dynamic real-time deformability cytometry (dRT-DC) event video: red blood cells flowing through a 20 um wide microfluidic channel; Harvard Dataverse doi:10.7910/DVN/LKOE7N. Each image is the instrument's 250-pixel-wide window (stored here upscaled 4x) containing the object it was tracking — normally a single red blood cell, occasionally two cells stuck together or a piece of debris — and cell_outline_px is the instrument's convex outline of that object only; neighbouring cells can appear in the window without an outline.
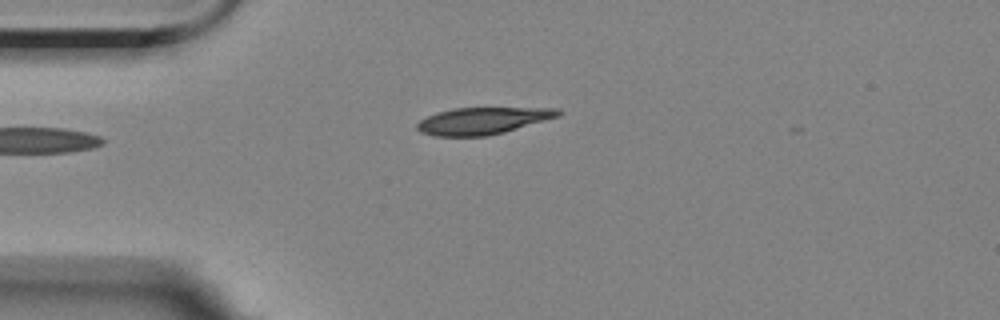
{"species": "Egyptian fruit bat (a non-hibernating species)", "species_latin": "Rousettus aegyptiacus", "temperature_condition": "room temperature", "stored_images_in_passage": 6, "camera_frame_rate_fps": 3000, "um_per_image_px": 0.085, "animal": {"sex": "female"}, "frame": {"image": 1, "passage_image": 4, "time_ms": 4.333, "image_size_px": [1000, 320], "cell_outline_px": [[564, 112], [560, 116], [504, 132], [488, 136], [436, 136], [420, 132], [416, 128], [416, 124], [420, 120], [436, 112], [452, 108], [560, 108]], "centroid_in_image_um": [41.04, 10.26], "position_along_channel_um": 44.0, "area_um2": 22.2}}
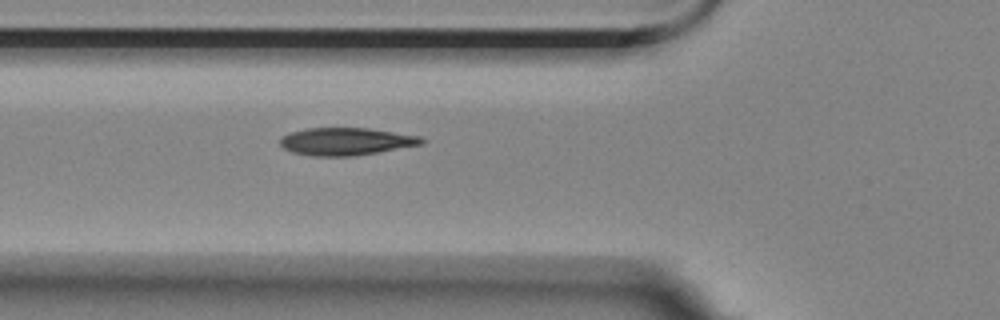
{"frame": {"image": 2, "passage_image": 6, "time_ms": 6.333, "image_size_px": [1000, 320], "cell_outline_px": [[428, 140], [424, 144], [352, 156], [312, 156], [292, 152], [284, 148], [280, 144], [280, 136], [288, 132], [308, 128], [368, 128], [420, 136]], "centroid_in_image_um": [29.4, 12.02], "position_along_channel_um": 96.4, "area_um2": 22.77}}